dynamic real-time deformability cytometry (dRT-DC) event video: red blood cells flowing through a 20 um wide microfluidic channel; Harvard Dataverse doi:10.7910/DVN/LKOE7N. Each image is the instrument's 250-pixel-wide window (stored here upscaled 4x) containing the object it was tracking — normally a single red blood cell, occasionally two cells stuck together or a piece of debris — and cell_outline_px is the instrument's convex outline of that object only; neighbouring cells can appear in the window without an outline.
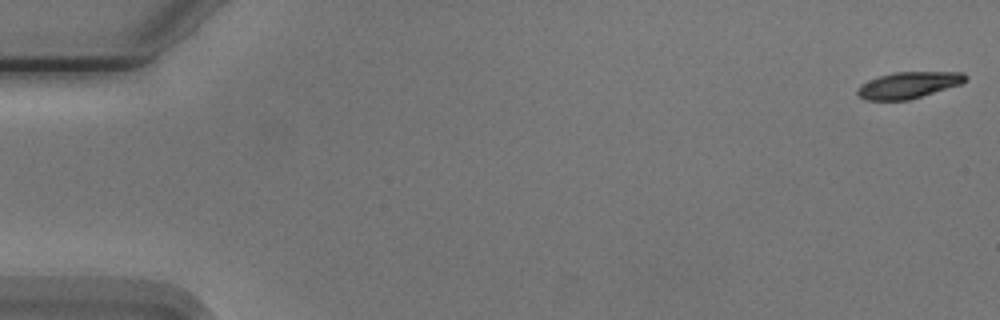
{"species": "Egyptian fruit bat (a non-hibernating species)", "species_latin": "Rousettus aegyptiacus", "temperature_condition": "cold", "stored_images_in_passage": 55, "camera_frame_rate_fps": 3000, "um_per_image_px": 0.085, "animal": {"sex": "male"}, "frame": {"image": 1, "passage_image": 1, "time_ms": 0.0, "image_size_px": [1000, 320], "cell_outline_px": [[968, 80], [960, 84], [908, 100], [864, 100], [856, 92], [856, 88], [860, 84], [880, 76], [892, 72], [964, 72], [968, 76]], "centroid_in_image_um": [77.21, 7.22], "position_along_channel_um": 7.8, "area_um2": 16.59}}
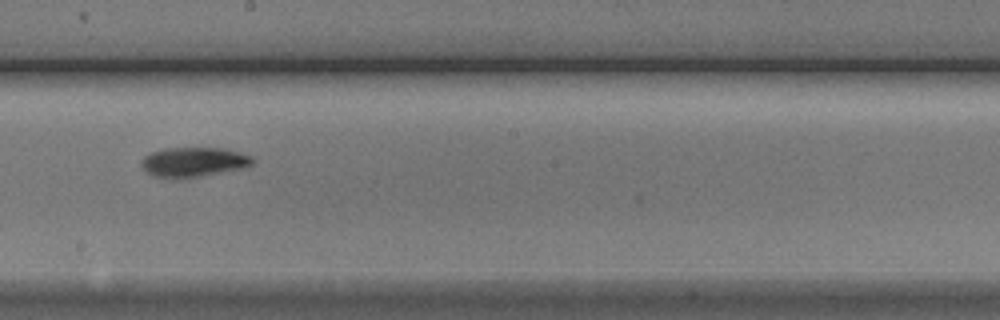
{"frame": {"image": 2, "passage_image": 31, "time_ms": 10.0, "image_size_px": [1000, 320], "cell_outline_px": [[256, 160], [252, 164], [244, 168], [180, 180], [172, 180], [152, 176], [144, 168], [144, 156], [152, 152], [168, 148], [224, 148], [240, 152], [252, 156]], "centroid_in_image_um": [16.5, 13.8], "position_along_channel_um": 231.7, "area_um2": 19.42}}
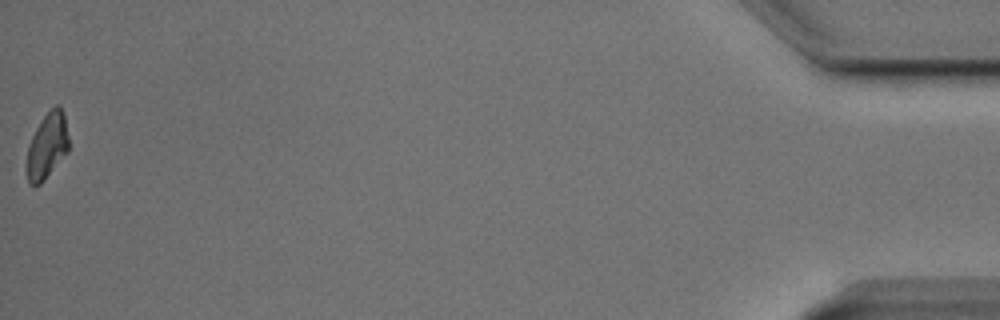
{"frame": {"image": 3, "passage_image": 55, "time_ms": 18.0, "image_size_px": [1000, 320], "cell_outline_px": [[68, 152], [40, 184], [28, 184], [28, 148], [32, 136], [36, 128], [44, 116], [56, 104], [60, 104], [64, 112], [68, 136]], "centroid_in_image_um": [4.04, 12.35], "position_along_channel_um": 431.2, "area_um2": 15.72}, "authors_computed_cell_mechanics": {"area_um2": 17.6868, "velocity_mm_per_s": 3.7391, "shape_relaxation_time_tau1_ms": 3.4019, "shape_relaxation_time_tau2_ms": null, "deformation_change_tau1": 0.1291, "deformation_change_tau2": null}}